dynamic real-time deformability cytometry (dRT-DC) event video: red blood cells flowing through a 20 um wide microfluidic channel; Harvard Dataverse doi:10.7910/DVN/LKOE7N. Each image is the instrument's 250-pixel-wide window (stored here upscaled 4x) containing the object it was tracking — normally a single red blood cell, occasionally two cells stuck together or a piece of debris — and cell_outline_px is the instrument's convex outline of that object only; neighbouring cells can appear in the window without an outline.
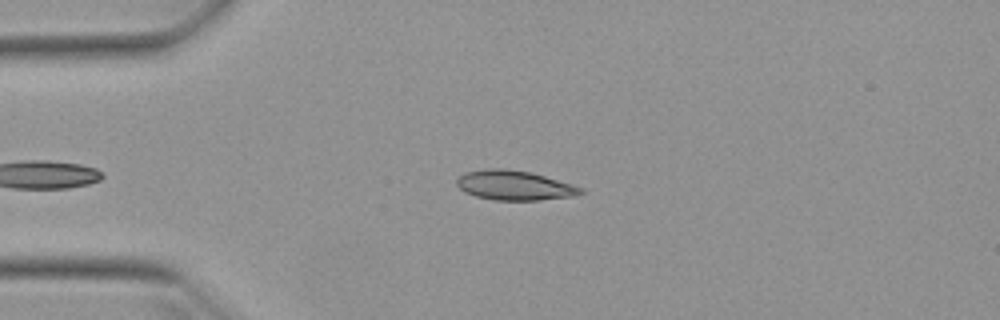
{"species": "Egyptian fruit bat (a non-hibernating species)", "species_latin": "Rousettus aegyptiacus", "temperature_condition": "warm", "stored_images_in_passage": 38, "camera_frame_rate_fps": 3000, "um_per_image_px": 0.085, "animal": {"sex": "female"}, "frame": {"image": 1, "passage_image": 3, "time_ms": 0.667, "image_size_px": [1000, 320], "cell_outline_px": [[584, 192], [576, 196], [540, 200], [492, 200], [476, 196], [464, 192], [456, 184], [456, 180], [460, 176], [468, 172], [488, 168], [504, 168], [532, 172], [572, 184], [584, 188]], "centroid_in_image_um": [43.76, 15.76], "position_along_channel_um": 41.2, "area_um2": 21.5}}
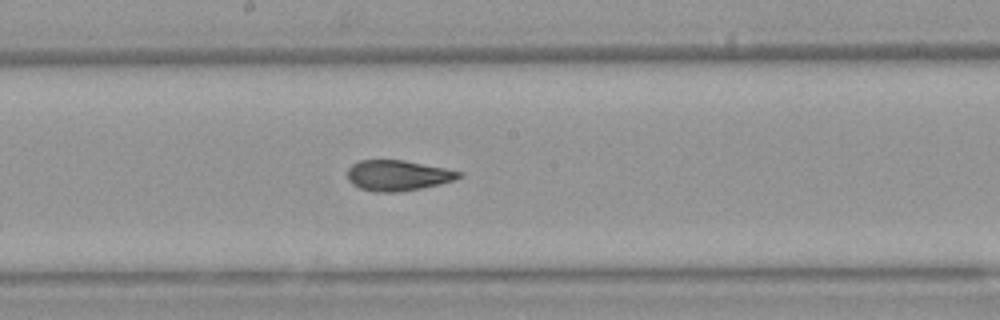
{"frame": {"image": 2, "passage_image": 18, "time_ms": 5.667, "image_size_px": [1000, 320], "cell_outline_px": [[464, 176], [456, 180], [440, 184], [400, 192], [376, 192], [360, 188], [352, 184], [348, 180], [348, 168], [352, 164], [360, 160], [404, 160], [464, 172]], "centroid_in_image_um": [33.84, 14.91], "position_along_channel_um": 214.4, "area_um2": 19.94}}
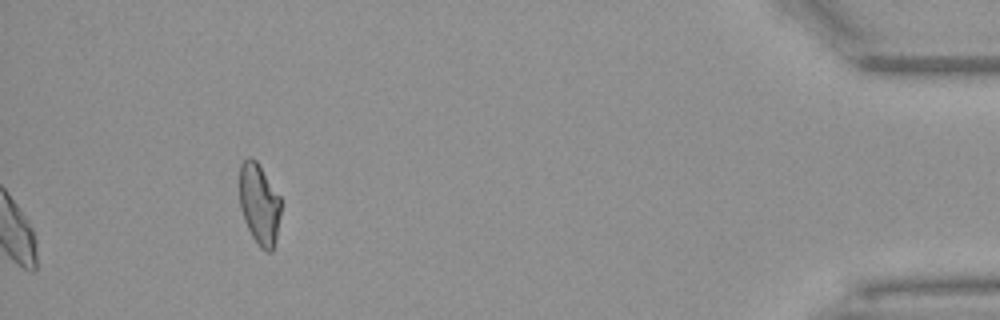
{"frame": {"image": 3, "passage_image": 38, "time_ms": 12.333, "image_size_px": [1000, 320], "cell_outline_px": [[280, 216], [276, 240], [272, 252], [268, 252], [260, 248], [252, 236], [244, 220], [240, 208], [240, 164], [248, 156], [252, 156], [256, 160], [280, 196]], "centroid_in_image_um": [22.04, 17.35], "position_along_channel_um": 413.2, "area_um2": 19.59}, "authors_computed_cell_mechanics": {"area_um2": 20.2878, "velocity_mm_per_s": 3.96, "shape_relaxation_time_tau1_ms": 7.9194, "shape_relaxation_time_tau2_ms": 1.5587, "deformation_change_tau1": 0.211, "deformation_change_tau2": 0.065}}